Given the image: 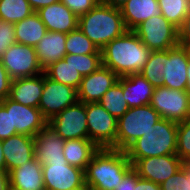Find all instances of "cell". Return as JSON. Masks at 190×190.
I'll return each instance as SVG.
<instances>
[{
	"mask_svg": "<svg viewBox=\"0 0 190 190\" xmlns=\"http://www.w3.org/2000/svg\"><path fill=\"white\" fill-rule=\"evenodd\" d=\"M102 65L119 77L140 73L148 61L149 50L133 30L110 41L101 49Z\"/></svg>",
	"mask_w": 190,
	"mask_h": 190,
	"instance_id": "6da1fadb",
	"label": "cell"
},
{
	"mask_svg": "<svg viewBox=\"0 0 190 190\" xmlns=\"http://www.w3.org/2000/svg\"><path fill=\"white\" fill-rule=\"evenodd\" d=\"M47 31L68 34L78 28V17L61 1L36 11Z\"/></svg>",
	"mask_w": 190,
	"mask_h": 190,
	"instance_id": "ac0fdd59",
	"label": "cell"
},
{
	"mask_svg": "<svg viewBox=\"0 0 190 190\" xmlns=\"http://www.w3.org/2000/svg\"><path fill=\"white\" fill-rule=\"evenodd\" d=\"M16 134V129L12 128L11 99L7 97L0 103V140Z\"/></svg>",
	"mask_w": 190,
	"mask_h": 190,
	"instance_id": "e575fe53",
	"label": "cell"
},
{
	"mask_svg": "<svg viewBox=\"0 0 190 190\" xmlns=\"http://www.w3.org/2000/svg\"><path fill=\"white\" fill-rule=\"evenodd\" d=\"M0 59L12 80L40 76L44 73L37 59L35 47L32 46L12 44Z\"/></svg>",
	"mask_w": 190,
	"mask_h": 190,
	"instance_id": "30bf717a",
	"label": "cell"
},
{
	"mask_svg": "<svg viewBox=\"0 0 190 190\" xmlns=\"http://www.w3.org/2000/svg\"><path fill=\"white\" fill-rule=\"evenodd\" d=\"M42 171L46 190H86L84 170L71 166L67 160L47 161Z\"/></svg>",
	"mask_w": 190,
	"mask_h": 190,
	"instance_id": "ba28073f",
	"label": "cell"
},
{
	"mask_svg": "<svg viewBox=\"0 0 190 190\" xmlns=\"http://www.w3.org/2000/svg\"><path fill=\"white\" fill-rule=\"evenodd\" d=\"M123 95V86L117 81L102 96L99 103L116 119H119L128 111L129 106Z\"/></svg>",
	"mask_w": 190,
	"mask_h": 190,
	"instance_id": "83f0119b",
	"label": "cell"
},
{
	"mask_svg": "<svg viewBox=\"0 0 190 190\" xmlns=\"http://www.w3.org/2000/svg\"><path fill=\"white\" fill-rule=\"evenodd\" d=\"M150 105L167 120L178 123L190 118V94L187 91L155 87Z\"/></svg>",
	"mask_w": 190,
	"mask_h": 190,
	"instance_id": "52a82bcc",
	"label": "cell"
},
{
	"mask_svg": "<svg viewBox=\"0 0 190 190\" xmlns=\"http://www.w3.org/2000/svg\"><path fill=\"white\" fill-rule=\"evenodd\" d=\"M118 82L123 86V95L126 97L129 108L151 103L155 87L140 73L119 77Z\"/></svg>",
	"mask_w": 190,
	"mask_h": 190,
	"instance_id": "44dd1931",
	"label": "cell"
},
{
	"mask_svg": "<svg viewBox=\"0 0 190 190\" xmlns=\"http://www.w3.org/2000/svg\"><path fill=\"white\" fill-rule=\"evenodd\" d=\"M67 34L47 31L35 46L37 59L43 71L51 64L63 59L67 54L65 48Z\"/></svg>",
	"mask_w": 190,
	"mask_h": 190,
	"instance_id": "7402d4cb",
	"label": "cell"
},
{
	"mask_svg": "<svg viewBox=\"0 0 190 190\" xmlns=\"http://www.w3.org/2000/svg\"><path fill=\"white\" fill-rule=\"evenodd\" d=\"M16 43L35 47L47 32L39 15L33 12L25 19L14 24Z\"/></svg>",
	"mask_w": 190,
	"mask_h": 190,
	"instance_id": "4316f807",
	"label": "cell"
},
{
	"mask_svg": "<svg viewBox=\"0 0 190 190\" xmlns=\"http://www.w3.org/2000/svg\"><path fill=\"white\" fill-rule=\"evenodd\" d=\"M119 76L108 67L100 66L97 70L86 75L78 88V101L83 103L99 102L102 96L117 81Z\"/></svg>",
	"mask_w": 190,
	"mask_h": 190,
	"instance_id": "9a60e30c",
	"label": "cell"
},
{
	"mask_svg": "<svg viewBox=\"0 0 190 190\" xmlns=\"http://www.w3.org/2000/svg\"><path fill=\"white\" fill-rule=\"evenodd\" d=\"M179 45L190 48V11L185 16L182 25L178 28Z\"/></svg>",
	"mask_w": 190,
	"mask_h": 190,
	"instance_id": "60d3db41",
	"label": "cell"
},
{
	"mask_svg": "<svg viewBox=\"0 0 190 190\" xmlns=\"http://www.w3.org/2000/svg\"><path fill=\"white\" fill-rule=\"evenodd\" d=\"M78 101L77 89L48 78L44 73V85L38 108L49 121L58 113Z\"/></svg>",
	"mask_w": 190,
	"mask_h": 190,
	"instance_id": "7c38bea8",
	"label": "cell"
},
{
	"mask_svg": "<svg viewBox=\"0 0 190 190\" xmlns=\"http://www.w3.org/2000/svg\"><path fill=\"white\" fill-rule=\"evenodd\" d=\"M16 43L14 24L0 19V58L4 52Z\"/></svg>",
	"mask_w": 190,
	"mask_h": 190,
	"instance_id": "8d00e7d4",
	"label": "cell"
},
{
	"mask_svg": "<svg viewBox=\"0 0 190 190\" xmlns=\"http://www.w3.org/2000/svg\"><path fill=\"white\" fill-rule=\"evenodd\" d=\"M89 140L99 148H110L116 141L117 121L99 102L86 103Z\"/></svg>",
	"mask_w": 190,
	"mask_h": 190,
	"instance_id": "9c48e42d",
	"label": "cell"
},
{
	"mask_svg": "<svg viewBox=\"0 0 190 190\" xmlns=\"http://www.w3.org/2000/svg\"><path fill=\"white\" fill-rule=\"evenodd\" d=\"M133 31L151 51L168 50L179 45L178 28L162 14L148 18Z\"/></svg>",
	"mask_w": 190,
	"mask_h": 190,
	"instance_id": "8992f818",
	"label": "cell"
},
{
	"mask_svg": "<svg viewBox=\"0 0 190 190\" xmlns=\"http://www.w3.org/2000/svg\"><path fill=\"white\" fill-rule=\"evenodd\" d=\"M9 173L6 170H0V190H9Z\"/></svg>",
	"mask_w": 190,
	"mask_h": 190,
	"instance_id": "ee69618b",
	"label": "cell"
},
{
	"mask_svg": "<svg viewBox=\"0 0 190 190\" xmlns=\"http://www.w3.org/2000/svg\"><path fill=\"white\" fill-rule=\"evenodd\" d=\"M164 50L151 51L147 63L140 74L154 87L163 85Z\"/></svg>",
	"mask_w": 190,
	"mask_h": 190,
	"instance_id": "1f68e13d",
	"label": "cell"
},
{
	"mask_svg": "<svg viewBox=\"0 0 190 190\" xmlns=\"http://www.w3.org/2000/svg\"><path fill=\"white\" fill-rule=\"evenodd\" d=\"M6 171L19 167L35 158L34 137L16 134L2 140Z\"/></svg>",
	"mask_w": 190,
	"mask_h": 190,
	"instance_id": "2e32d148",
	"label": "cell"
},
{
	"mask_svg": "<svg viewBox=\"0 0 190 190\" xmlns=\"http://www.w3.org/2000/svg\"><path fill=\"white\" fill-rule=\"evenodd\" d=\"M78 28L99 50L127 31L121 10L102 2L79 17Z\"/></svg>",
	"mask_w": 190,
	"mask_h": 190,
	"instance_id": "3957f363",
	"label": "cell"
},
{
	"mask_svg": "<svg viewBox=\"0 0 190 190\" xmlns=\"http://www.w3.org/2000/svg\"><path fill=\"white\" fill-rule=\"evenodd\" d=\"M60 0H28L34 12L48 5L59 2Z\"/></svg>",
	"mask_w": 190,
	"mask_h": 190,
	"instance_id": "7bdbcfd3",
	"label": "cell"
},
{
	"mask_svg": "<svg viewBox=\"0 0 190 190\" xmlns=\"http://www.w3.org/2000/svg\"><path fill=\"white\" fill-rule=\"evenodd\" d=\"M190 48L177 45L164 50L163 85L170 89L187 90V68Z\"/></svg>",
	"mask_w": 190,
	"mask_h": 190,
	"instance_id": "4fadbf2b",
	"label": "cell"
},
{
	"mask_svg": "<svg viewBox=\"0 0 190 190\" xmlns=\"http://www.w3.org/2000/svg\"><path fill=\"white\" fill-rule=\"evenodd\" d=\"M44 73L53 81L69 85L77 90L83 79V76L75 68L74 54H66L63 59L47 67Z\"/></svg>",
	"mask_w": 190,
	"mask_h": 190,
	"instance_id": "484cf974",
	"label": "cell"
},
{
	"mask_svg": "<svg viewBox=\"0 0 190 190\" xmlns=\"http://www.w3.org/2000/svg\"><path fill=\"white\" fill-rule=\"evenodd\" d=\"M12 128L17 134L35 137L48 121L44 118L39 108L25 106L11 100Z\"/></svg>",
	"mask_w": 190,
	"mask_h": 190,
	"instance_id": "e0dca14e",
	"label": "cell"
},
{
	"mask_svg": "<svg viewBox=\"0 0 190 190\" xmlns=\"http://www.w3.org/2000/svg\"><path fill=\"white\" fill-rule=\"evenodd\" d=\"M12 79L9 77L1 59H0V103L10 94V84Z\"/></svg>",
	"mask_w": 190,
	"mask_h": 190,
	"instance_id": "ab89813d",
	"label": "cell"
},
{
	"mask_svg": "<svg viewBox=\"0 0 190 190\" xmlns=\"http://www.w3.org/2000/svg\"><path fill=\"white\" fill-rule=\"evenodd\" d=\"M74 65L84 77L102 66V54L74 55Z\"/></svg>",
	"mask_w": 190,
	"mask_h": 190,
	"instance_id": "836d02e7",
	"label": "cell"
},
{
	"mask_svg": "<svg viewBox=\"0 0 190 190\" xmlns=\"http://www.w3.org/2000/svg\"><path fill=\"white\" fill-rule=\"evenodd\" d=\"M120 10L127 30H134L148 18L161 14L158 0H128Z\"/></svg>",
	"mask_w": 190,
	"mask_h": 190,
	"instance_id": "cb8c5ba5",
	"label": "cell"
},
{
	"mask_svg": "<svg viewBox=\"0 0 190 190\" xmlns=\"http://www.w3.org/2000/svg\"><path fill=\"white\" fill-rule=\"evenodd\" d=\"M9 187L22 190L45 189L42 164L36 159L23 163L9 172Z\"/></svg>",
	"mask_w": 190,
	"mask_h": 190,
	"instance_id": "603a6c76",
	"label": "cell"
},
{
	"mask_svg": "<svg viewBox=\"0 0 190 190\" xmlns=\"http://www.w3.org/2000/svg\"><path fill=\"white\" fill-rule=\"evenodd\" d=\"M184 172L187 177H190V162H184Z\"/></svg>",
	"mask_w": 190,
	"mask_h": 190,
	"instance_id": "c3c4849f",
	"label": "cell"
},
{
	"mask_svg": "<svg viewBox=\"0 0 190 190\" xmlns=\"http://www.w3.org/2000/svg\"><path fill=\"white\" fill-rule=\"evenodd\" d=\"M9 190H22V189L14 188V187H9ZM40 190H46V189H40Z\"/></svg>",
	"mask_w": 190,
	"mask_h": 190,
	"instance_id": "681fc988",
	"label": "cell"
},
{
	"mask_svg": "<svg viewBox=\"0 0 190 190\" xmlns=\"http://www.w3.org/2000/svg\"><path fill=\"white\" fill-rule=\"evenodd\" d=\"M183 163L176 154H170L141 158L133 165V168L139 177L160 185L174 175Z\"/></svg>",
	"mask_w": 190,
	"mask_h": 190,
	"instance_id": "5bb4252c",
	"label": "cell"
},
{
	"mask_svg": "<svg viewBox=\"0 0 190 190\" xmlns=\"http://www.w3.org/2000/svg\"><path fill=\"white\" fill-rule=\"evenodd\" d=\"M158 4L161 14L177 28L190 11V0H158Z\"/></svg>",
	"mask_w": 190,
	"mask_h": 190,
	"instance_id": "4dcf8cb0",
	"label": "cell"
},
{
	"mask_svg": "<svg viewBox=\"0 0 190 190\" xmlns=\"http://www.w3.org/2000/svg\"><path fill=\"white\" fill-rule=\"evenodd\" d=\"M139 178L138 173L132 167L119 182V185L114 190H136V181Z\"/></svg>",
	"mask_w": 190,
	"mask_h": 190,
	"instance_id": "f35d334b",
	"label": "cell"
},
{
	"mask_svg": "<svg viewBox=\"0 0 190 190\" xmlns=\"http://www.w3.org/2000/svg\"><path fill=\"white\" fill-rule=\"evenodd\" d=\"M162 190H190V177L184 172V163L177 172L160 184Z\"/></svg>",
	"mask_w": 190,
	"mask_h": 190,
	"instance_id": "d590c367",
	"label": "cell"
},
{
	"mask_svg": "<svg viewBox=\"0 0 190 190\" xmlns=\"http://www.w3.org/2000/svg\"><path fill=\"white\" fill-rule=\"evenodd\" d=\"M62 139H89L86 104L77 101L48 121Z\"/></svg>",
	"mask_w": 190,
	"mask_h": 190,
	"instance_id": "8fae6325",
	"label": "cell"
},
{
	"mask_svg": "<svg viewBox=\"0 0 190 190\" xmlns=\"http://www.w3.org/2000/svg\"><path fill=\"white\" fill-rule=\"evenodd\" d=\"M128 0H100L103 4L120 9Z\"/></svg>",
	"mask_w": 190,
	"mask_h": 190,
	"instance_id": "f6af8a7d",
	"label": "cell"
},
{
	"mask_svg": "<svg viewBox=\"0 0 190 190\" xmlns=\"http://www.w3.org/2000/svg\"><path fill=\"white\" fill-rule=\"evenodd\" d=\"M28 0H0V19L17 23L33 13Z\"/></svg>",
	"mask_w": 190,
	"mask_h": 190,
	"instance_id": "f1b7e54d",
	"label": "cell"
},
{
	"mask_svg": "<svg viewBox=\"0 0 190 190\" xmlns=\"http://www.w3.org/2000/svg\"><path fill=\"white\" fill-rule=\"evenodd\" d=\"M44 85V73L39 77L13 79L10 84L9 98L25 106L38 108Z\"/></svg>",
	"mask_w": 190,
	"mask_h": 190,
	"instance_id": "ffe728a7",
	"label": "cell"
},
{
	"mask_svg": "<svg viewBox=\"0 0 190 190\" xmlns=\"http://www.w3.org/2000/svg\"><path fill=\"white\" fill-rule=\"evenodd\" d=\"M136 190H162L157 183L139 177L136 181Z\"/></svg>",
	"mask_w": 190,
	"mask_h": 190,
	"instance_id": "b9f144b4",
	"label": "cell"
},
{
	"mask_svg": "<svg viewBox=\"0 0 190 190\" xmlns=\"http://www.w3.org/2000/svg\"><path fill=\"white\" fill-rule=\"evenodd\" d=\"M64 143L65 140L47 124L34 137L35 158L42 165L47 161L66 160L63 154Z\"/></svg>",
	"mask_w": 190,
	"mask_h": 190,
	"instance_id": "d6986e66",
	"label": "cell"
},
{
	"mask_svg": "<svg viewBox=\"0 0 190 190\" xmlns=\"http://www.w3.org/2000/svg\"><path fill=\"white\" fill-rule=\"evenodd\" d=\"M176 155L183 162H190V118L177 123Z\"/></svg>",
	"mask_w": 190,
	"mask_h": 190,
	"instance_id": "d6a6232c",
	"label": "cell"
},
{
	"mask_svg": "<svg viewBox=\"0 0 190 190\" xmlns=\"http://www.w3.org/2000/svg\"><path fill=\"white\" fill-rule=\"evenodd\" d=\"M0 170H6L5 158L2 151V140H0Z\"/></svg>",
	"mask_w": 190,
	"mask_h": 190,
	"instance_id": "bcb514c9",
	"label": "cell"
},
{
	"mask_svg": "<svg viewBox=\"0 0 190 190\" xmlns=\"http://www.w3.org/2000/svg\"><path fill=\"white\" fill-rule=\"evenodd\" d=\"M98 150L99 147L89 139H71L65 140L63 154L68 164L85 171L87 164Z\"/></svg>",
	"mask_w": 190,
	"mask_h": 190,
	"instance_id": "d4e9b609",
	"label": "cell"
},
{
	"mask_svg": "<svg viewBox=\"0 0 190 190\" xmlns=\"http://www.w3.org/2000/svg\"><path fill=\"white\" fill-rule=\"evenodd\" d=\"M65 48L67 54H102L101 50L79 28L67 34Z\"/></svg>",
	"mask_w": 190,
	"mask_h": 190,
	"instance_id": "f546056e",
	"label": "cell"
},
{
	"mask_svg": "<svg viewBox=\"0 0 190 190\" xmlns=\"http://www.w3.org/2000/svg\"><path fill=\"white\" fill-rule=\"evenodd\" d=\"M133 167L125 151L99 148L84 171L87 190H114Z\"/></svg>",
	"mask_w": 190,
	"mask_h": 190,
	"instance_id": "7a4b0ae2",
	"label": "cell"
},
{
	"mask_svg": "<svg viewBox=\"0 0 190 190\" xmlns=\"http://www.w3.org/2000/svg\"><path fill=\"white\" fill-rule=\"evenodd\" d=\"M186 91L190 94V58H189V65L187 68V90Z\"/></svg>",
	"mask_w": 190,
	"mask_h": 190,
	"instance_id": "7dc6e473",
	"label": "cell"
},
{
	"mask_svg": "<svg viewBox=\"0 0 190 190\" xmlns=\"http://www.w3.org/2000/svg\"><path fill=\"white\" fill-rule=\"evenodd\" d=\"M177 122L159 119L154 126L126 150L125 154L134 165L139 159L176 154Z\"/></svg>",
	"mask_w": 190,
	"mask_h": 190,
	"instance_id": "277c9868",
	"label": "cell"
},
{
	"mask_svg": "<svg viewBox=\"0 0 190 190\" xmlns=\"http://www.w3.org/2000/svg\"><path fill=\"white\" fill-rule=\"evenodd\" d=\"M78 18L93 9L100 0H60Z\"/></svg>",
	"mask_w": 190,
	"mask_h": 190,
	"instance_id": "74e56055",
	"label": "cell"
},
{
	"mask_svg": "<svg viewBox=\"0 0 190 190\" xmlns=\"http://www.w3.org/2000/svg\"><path fill=\"white\" fill-rule=\"evenodd\" d=\"M159 119V113L150 104L129 108L117 121L116 141L110 148L125 151Z\"/></svg>",
	"mask_w": 190,
	"mask_h": 190,
	"instance_id": "5b68a950",
	"label": "cell"
}]
</instances>
